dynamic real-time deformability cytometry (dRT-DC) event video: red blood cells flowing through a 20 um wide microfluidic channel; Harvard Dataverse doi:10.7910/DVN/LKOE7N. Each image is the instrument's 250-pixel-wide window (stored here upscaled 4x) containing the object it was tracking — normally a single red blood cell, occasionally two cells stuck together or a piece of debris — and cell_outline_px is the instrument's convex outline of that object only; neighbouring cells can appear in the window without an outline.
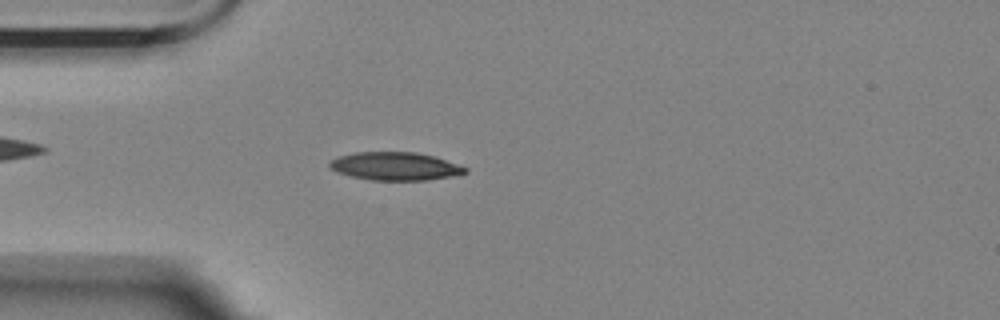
{"species": "Egyptian fruit bat (a non-hibernating species)", "species_latin": "Rousettus aegyptiacus", "temperature_condition": "room temperature", "stored_images_in_passage": 46, "camera_frame_rate_fps": 3000, "um_per_image_px": 0.085, "animal": {"sex": "female"}, "frame": {"image": 1, "passage_image": 5, "time_ms": 1.333, "image_size_px": [1000, 320], "cell_outline_px": [[468, 172], [452, 176], [428, 180], [372, 180], [352, 176], [336, 172], [328, 168], [328, 164], [336, 156], [356, 152], [416, 152], [432, 156], [468, 168]], "centroid_in_image_um": [33.54, 14.13], "position_along_channel_um": 51.5, "area_um2": 22.14}}
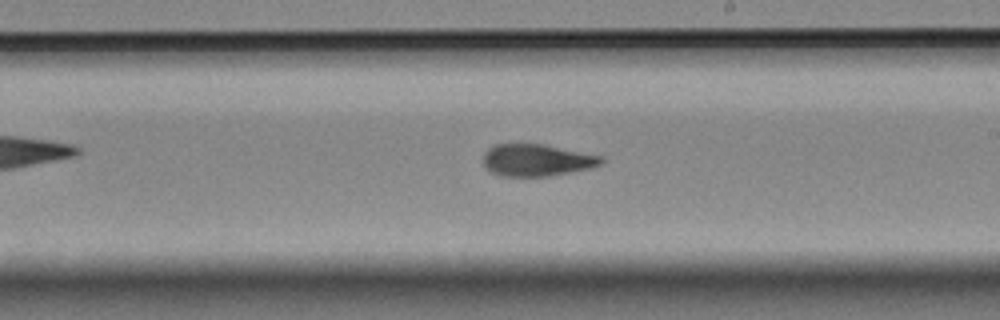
{"frame": {"image": 2, "passage_image": 22, "time_ms": 7.0, "image_size_px": [1000, 320], "cell_outline_px": [[604, 160], [600, 164], [588, 168], [548, 176], [500, 176], [488, 172], [484, 164], [484, 152], [488, 148], [496, 144], [544, 144], [604, 156]], "centroid_in_image_um": [45.59, 13.61], "position_along_channel_um": 243.4, "area_um2": 22.02}}
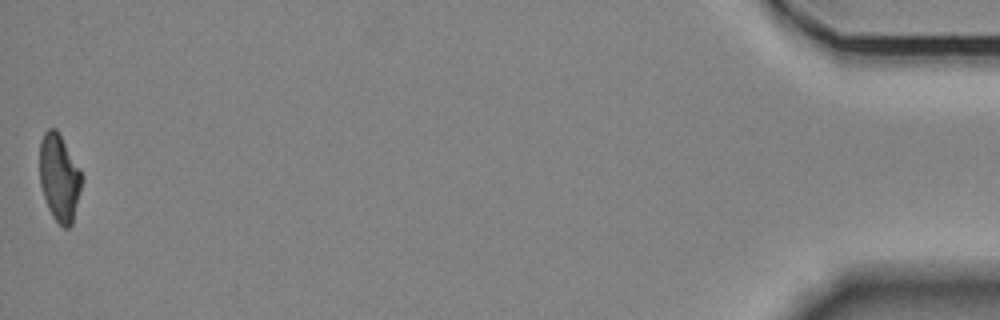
{"frame": {"image": 3, "passage_image": 46, "time_ms": 15.0, "image_size_px": [1000, 320], "cell_outline_px": [[84, 180], [72, 224], [68, 228], [64, 228], [52, 216], [48, 208], [40, 184], [40, 140], [44, 132], [48, 128], [56, 128], [80, 168], [84, 176]], "centroid_in_image_um": [5.07, 15.1], "position_along_channel_um": 430.1, "area_um2": 21.62}, "authors_computed_cell_mechanics": {"area_um2": 22.542, "velocity_mm_per_s": 3.5216, "shape_relaxation_time_tau1_ms": 7.2204, "shape_relaxation_time_tau2_ms": 3.0995, "deformation_change_tau1": 0.1904, "deformation_change_tau2": 0.0872}}